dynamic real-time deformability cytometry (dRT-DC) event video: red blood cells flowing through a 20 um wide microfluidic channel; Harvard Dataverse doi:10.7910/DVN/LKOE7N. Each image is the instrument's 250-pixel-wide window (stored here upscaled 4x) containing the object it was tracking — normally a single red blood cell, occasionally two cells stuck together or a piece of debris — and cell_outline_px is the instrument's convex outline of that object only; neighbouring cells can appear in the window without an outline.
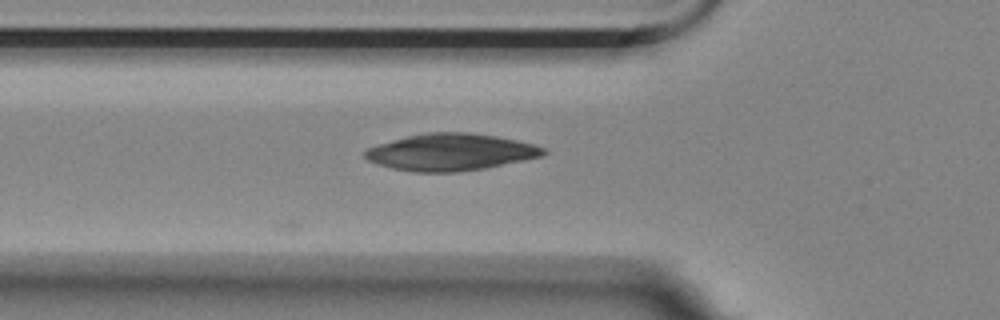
{"species": "Egyptian fruit bat (a non-hibernating species)", "species_latin": "Rousettus aegyptiacus", "temperature_condition": "room temperature", "stored_images_in_passage": 2, "camera_frame_rate_fps": 3000, "um_per_image_px": 0.085, "animal": {"sex": "female"}, "frame": {"image": 1, "passage_image": 2, "time_ms": 0.333, "image_size_px": [1000, 320], "cell_outline_px": [[548, 152], [544, 156], [484, 168], [456, 172], [412, 172], [392, 168], [368, 160], [364, 156], [364, 152], [368, 148], [380, 144], [408, 136], [428, 132], [468, 132], [496, 136], [516, 140], [532, 144], [544, 148]], "centroid_in_image_um": [38.33, 12.93], "position_along_channel_um": 87.5, "area_um2": 38.03}}